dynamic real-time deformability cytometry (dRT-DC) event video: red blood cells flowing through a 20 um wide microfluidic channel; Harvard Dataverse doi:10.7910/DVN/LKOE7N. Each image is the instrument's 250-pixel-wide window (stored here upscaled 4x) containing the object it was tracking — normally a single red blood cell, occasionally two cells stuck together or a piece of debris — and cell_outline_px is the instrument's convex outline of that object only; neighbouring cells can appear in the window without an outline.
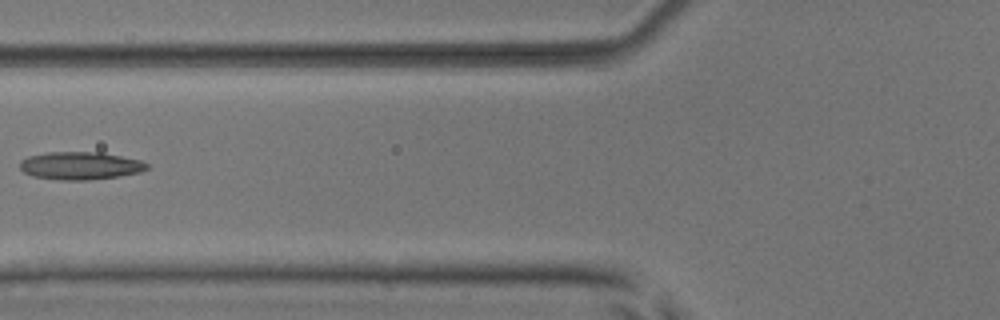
{"species": "common noctule bat (a hibernating species)", "species_latin": "Nyctalus noctula", "temperature_condition": "room temperature", "stored_images_in_passage": 5, "camera_frame_rate_fps": 3000, "um_per_image_px": 0.085, "animal": {"sex": "male", "body_mass_g": 17.9, "forearm_length_mm": 54.2}, "frame": {"image": 1, "passage_image": 4, "time_ms": 3.667, "image_size_px": [1000, 320], "cell_outline_px": [[148, 168], [140, 172], [120, 176], [88, 180], [60, 180], [32, 176], [24, 172], [20, 168], [20, 160], [28, 156], [48, 152], [104, 152], [140, 160], [148, 164]], "centroid_in_image_um": [6.82, 14.08], "position_along_channel_um": 119.0, "area_um2": 20.69}}
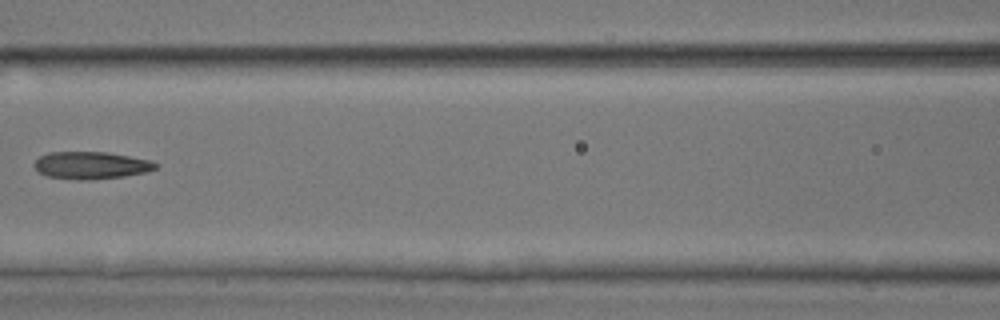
{"frame": {"image": 2, "passage_image": 5, "time_ms": 4.667, "image_size_px": [1000, 320], "cell_outline_px": [[160, 164], [156, 168], [148, 172], [124, 176], [88, 180], [80, 180], [48, 176], [40, 172], [32, 164], [40, 156], [48, 152], [108, 152], [152, 160]], "centroid_in_image_um": [7.79, 14.04], "position_along_channel_um": 158.8, "area_um2": 19.42}}